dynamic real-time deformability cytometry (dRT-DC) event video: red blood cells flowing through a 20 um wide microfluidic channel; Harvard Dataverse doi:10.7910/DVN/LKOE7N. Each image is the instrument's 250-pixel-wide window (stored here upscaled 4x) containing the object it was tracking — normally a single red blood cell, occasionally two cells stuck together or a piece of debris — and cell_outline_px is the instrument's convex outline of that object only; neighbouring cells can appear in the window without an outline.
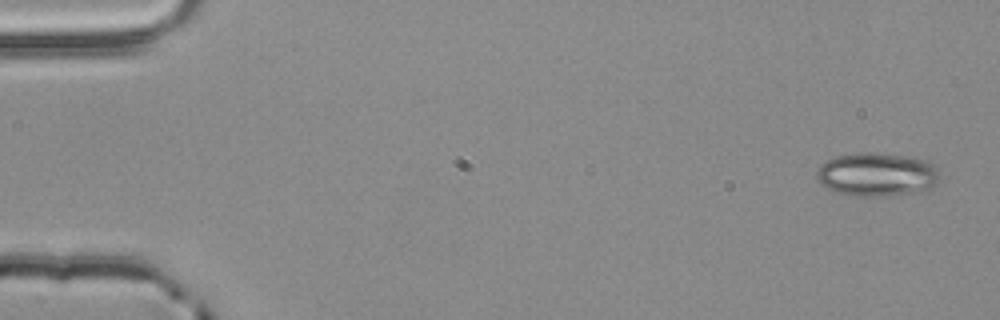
{"species": "common noctule bat (a hibernating species)", "species_latin": "Nyctalus noctula", "temperature_condition": "room temperature", "stored_images_in_passage": 5, "camera_frame_rate_fps": 3000, "um_per_image_px": 0.085, "animal": {"sex": "male", "body_mass_g": 20.4}, "frame": {"image": 1, "passage_image": 1, "time_ms": 0.0, "image_size_px": [1000, 320], "cell_outline_px": [[940, 180], [928, 192], [876, 196], [856, 196], [840, 192], [828, 188], [820, 184], [816, 180], [816, 172], [828, 160], [836, 156], [856, 152], [872, 152], [912, 156], [928, 160], [936, 168], [940, 176]], "centroid_in_image_um": [74.61, 14.82], "position_along_channel_um": 10.4, "area_um2": 31.67}}